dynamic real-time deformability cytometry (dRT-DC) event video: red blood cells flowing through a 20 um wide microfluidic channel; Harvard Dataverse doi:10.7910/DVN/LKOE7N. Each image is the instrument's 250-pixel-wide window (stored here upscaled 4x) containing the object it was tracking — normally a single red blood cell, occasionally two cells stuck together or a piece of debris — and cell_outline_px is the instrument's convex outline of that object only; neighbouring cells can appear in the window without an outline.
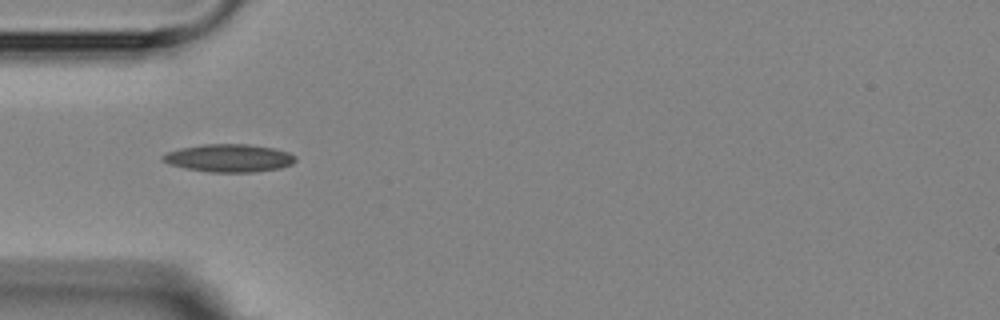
{"species": "Egyptian fruit bat (a non-hibernating species)", "species_latin": "Rousettus aegyptiacus", "temperature_condition": "room temperature", "stored_images_in_passage": 11, "camera_frame_rate_fps": 3000, "um_per_image_px": 0.085, "animal": {"sex": "female"}, "frame": {"image": 1, "passage_image": 3, "time_ms": 3.667, "image_size_px": [1000, 320], "cell_outline_px": [[296, 160], [292, 164], [280, 168], [252, 172], [208, 172], [184, 168], [168, 164], [160, 156], [168, 152], [180, 148], [204, 144], [248, 144], [276, 148], [288, 152], [296, 156]], "centroid_in_image_um": [19.48, 13.43], "position_along_channel_um": 65.5, "area_um2": 21.62}}
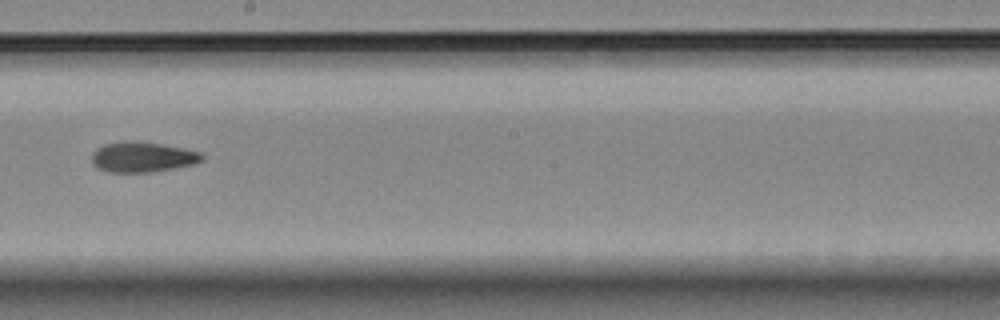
{"frame": {"image": 2, "passage_image": 7, "time_ms": 8.333, "image_size_px": [1000, 320], "cell_outline_px": [[204, 160], [192, 164], [172, 168], [148, 172], [108, 172], [100, 168], [92, 160], [92, 152], [96, 148], [104, 144], [128, 140], [132, 140], [160, 144], [184, 148], [200, 152], [204, 156]], "centroid_in_image_um": [12.11, 13.33], "position_along_channel_um": 236.1, "area_um2": 19.25}}
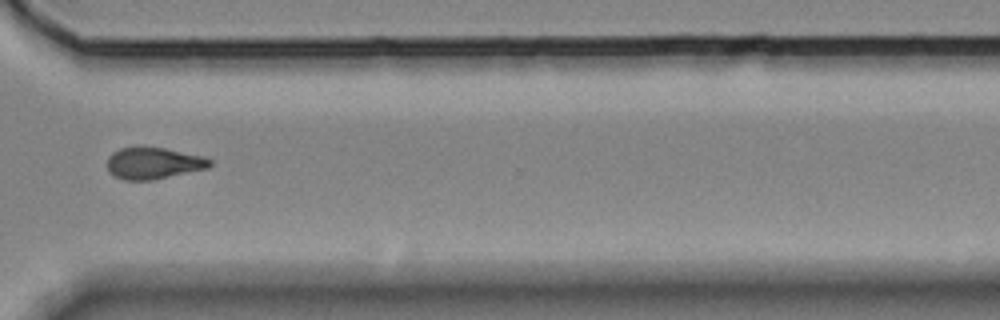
{"frame": {"image": 3, "passage_image": 10, "time_ms": 11.667, "image_size_px": [1000, 320], "cell_outline_px": [[212, 164], [208, 168], [152, 180], [124, 180], [108, 172], [108, 156], [112, 152], [120, 148], [136, 144], [140, 144], [164, 148], [204, 156], [212, 160]], "centroid_in_image_um": [13.02, 13.83], "position_along_channel_um": 357.6, "area_um2": 19.42}, "authors_computed_cell_mechanics": {"area_um2": 19.363, "velocity_mm_per_s": 3.6558, "shape_relaxation_time_tau1_ms": 9.4365, "shape_relaxation_time_tau2_ms": 3.9066, "deformation_change_tau1": 0.1873, "deformation_change_tau2": 0.1012}}